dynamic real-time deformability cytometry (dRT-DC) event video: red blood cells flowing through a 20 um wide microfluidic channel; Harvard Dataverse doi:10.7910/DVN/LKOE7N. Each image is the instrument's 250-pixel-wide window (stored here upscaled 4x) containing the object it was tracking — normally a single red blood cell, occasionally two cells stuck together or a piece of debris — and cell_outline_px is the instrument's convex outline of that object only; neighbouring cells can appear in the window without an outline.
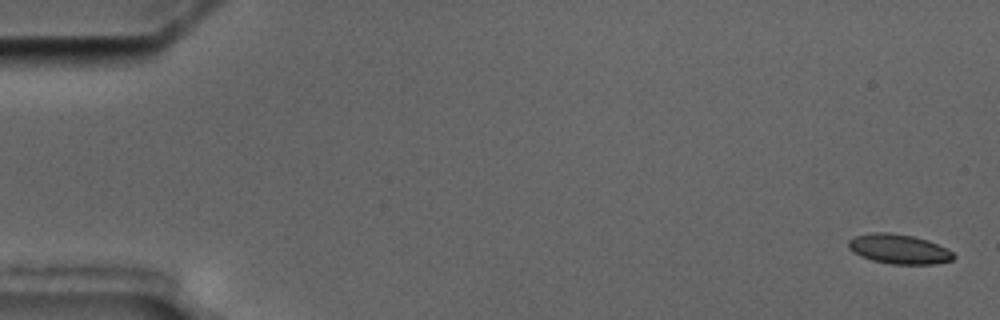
{"species": "common noctule bat (a hibernating species)", "species_latin": "Nyctalus noctula", "temperature_condition": "cold", "stored_images_in_passage": 6, "camera_frame_rate_fps": 3000, "um_per_image_px": 0.085, "animal": {"sex": "male", "body_mass_g": 17.5, "forearm_length_mm": 52.3}, "frame": {"image": 1, "passage_image": 1, "time_ms": 0.0, "image_size_px": [1000, 320], "cell_outline_px": [[956, 256], [952, 260], [936, 264], [892, 264], [872, 260], [860, 256], [852, 252], [848, 248], [848, 240], [856, 236], [872, 232], [888, 232], [912, 236], [928, 240], [952, 252]], "centroid_in_image_um": [76.38, 21.17], "position_along_channel_um": 8.6, "area_um2": 18.09}}
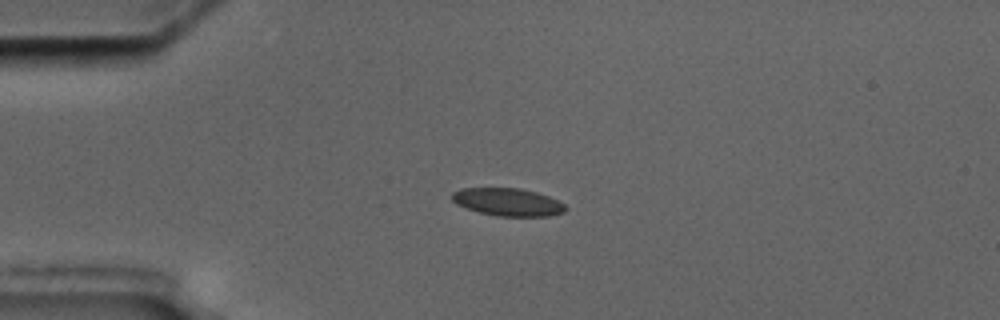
{"frame": {"image": 2, "passage_image": 5, "time_ms": 4.333, "image_size_px": [1000, 320], "cell_outline_px": [[568, 208], [564, 212], [548, 216], [496, 216], [480, 212], [456, 204], [452, 200], [452, 192], [460, 188], [520, 188], [536, 192], [548, 196], [564, 204]], "centroid_in_image_um": [43.16, 17.17], "position_along_channel_um": 41.8, "area_um2": 18.26}}